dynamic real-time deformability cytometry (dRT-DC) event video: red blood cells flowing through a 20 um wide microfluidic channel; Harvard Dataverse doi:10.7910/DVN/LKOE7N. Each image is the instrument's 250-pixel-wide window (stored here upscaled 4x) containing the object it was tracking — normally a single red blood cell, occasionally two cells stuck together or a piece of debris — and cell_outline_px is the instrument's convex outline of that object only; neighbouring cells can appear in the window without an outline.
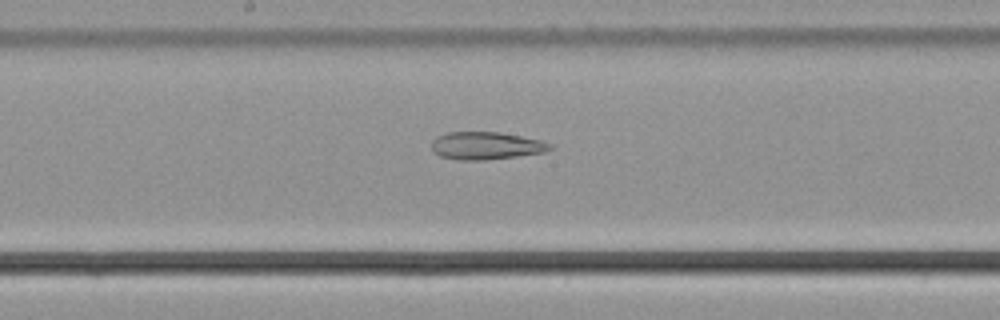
{"species": "common noctule bat (a hibernating species)", "species_latin": "Nyctalus noctula", "temperature_condition": "cold", "stored_images_in_passage": 41, "camera_frame_rate_fps": 3000, "um_per_image_px": 0.085, "animal": {"sex": "male", "body_mass_g": 21.5, "forearm_length_mm": 52.0}, "frame": {"image": 1, "passage_image": 16, "time_ms": 5.0, "image_size_px": [1000, 320], "cell_outline_px": [[552, 148], [544, 152], [516, 156], [484, 160], [460, 160], [440, 156], [432, 152], [432, 140], [436, 136], [448, 132], [500, 132], [540, 140], [552, 144]], "centroid_in_image_um": [41.27, 12.38], "position_along_channel_um": 206.9, "area_um2": 19.02}}
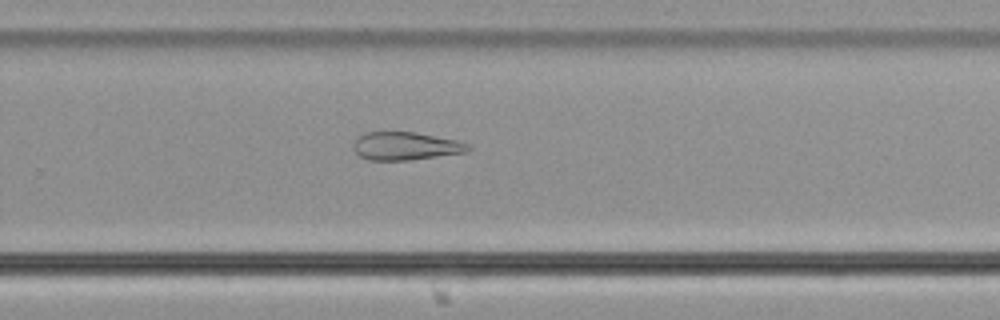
{"frame": {"image": 2, "passage_image": 23, "time_ms": 7.333, "image_size_px": [1000, 320], "cell_outline_px": [[472, 148], [468, 152], [408, 160], [368, 160], [360, 156], [356, 152], [356, 140], [360, 136], [368, 132], [416, 132], [456, 140], [468, 144]], "centroid_in_image_um": [34.54, 12.42], "position_along_channel_um": 295.3, "area_um2": 18.44}}
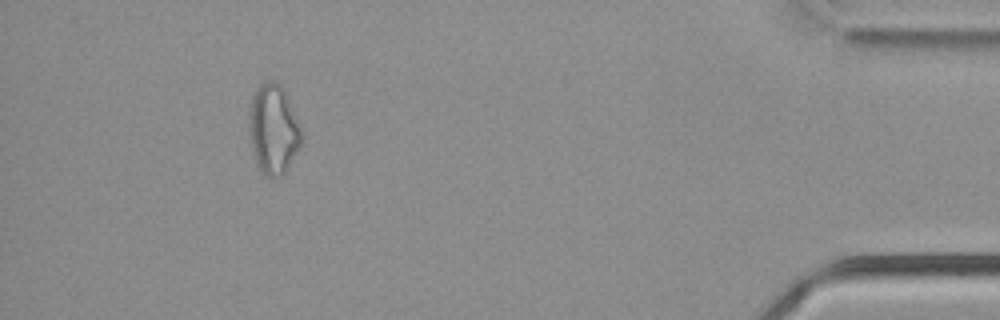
{"frame": {"image": 3, "passage_image": 37, "time_ms": 12.0, "image_size_px": [1000, 320], "cell_outline_px": [[304, 140], [300, 148], [284, 172], [280, 176], [268, 176], [260, 168], [256, 160], [252, 148], [248, 132], [248, 112], [252, 96], [256, 88], [260, 84], [272, 80], [280, 84], [284, 88], [288, 96], [304, 132]], "centroid_in_image_um": [23.26, 10.93], "position_along_channel_um": 411.9, "area_um2": 27.8}, "authors_computed_cell_mechanics": {"area_um2": 22.0796, "velocity_mm_per_s": 3.8039, "shape_relaxation_time_tau1_ms": null, "shape_relaxation_time_tau2_ms": 6.672, "deformation_change_tau1": null, "deformation_change_tau2": 0.1809}}